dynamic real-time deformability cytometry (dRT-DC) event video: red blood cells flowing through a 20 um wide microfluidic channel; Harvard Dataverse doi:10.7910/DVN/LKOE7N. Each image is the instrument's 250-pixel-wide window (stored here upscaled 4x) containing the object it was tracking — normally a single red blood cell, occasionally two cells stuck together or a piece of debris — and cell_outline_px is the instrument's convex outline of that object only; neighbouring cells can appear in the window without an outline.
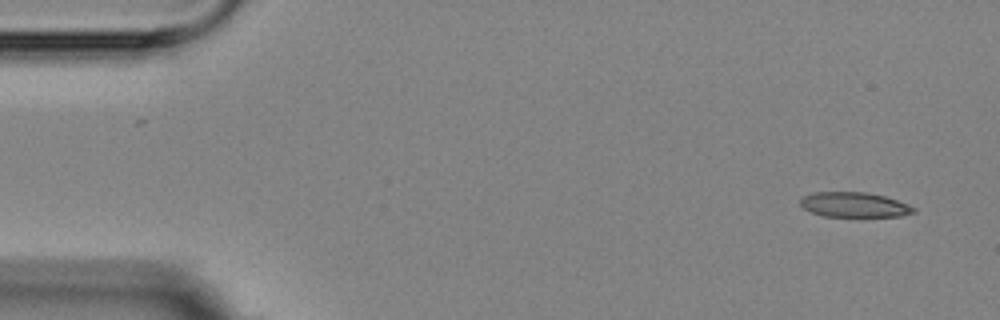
{"species": "Egyptian fruit bat (a non-hibernating species)", "species_latin": "Rousettus aegyptiacus", "temperature_condition": "room temperature", "stored_images_in_passage": 5, "camera_frame_rate_fps": 3000, "um_per_image_px": 0.085, "animal": {"sex": "female"}, "frame": {"image": 1, "passage_image": 1, "time_ms": 0.0, "image_size_px": [1000, 320], "cell_outline_px": [[916, 212], [900, 216], [824, 216], [812, 212], [804, 208], [800, 204], [800, 196], [812, 192], [868, 192], [884, 196], [908, 204], [916, 208]], "centroid_in_image_um": [72.59, 17.39], "position_along_channel_um": 12.4, "area_um2": 16.47}}
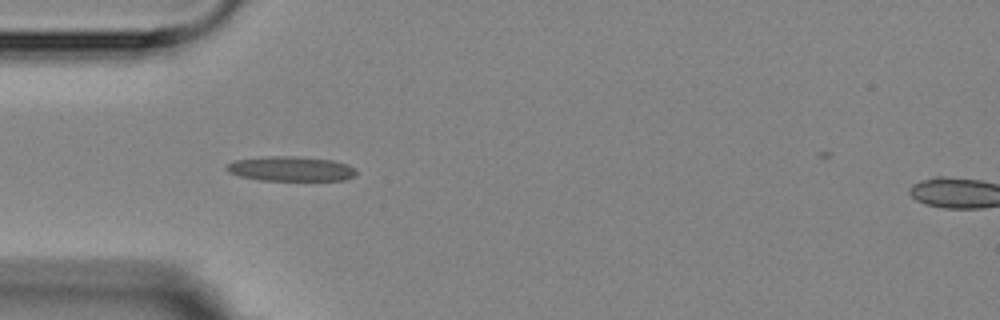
{"frame": {"image": 2, "passage_image": 4, "time_ms": 4.333, "image_size_px": [1000, 320], "cell_outline_px": [[356, 176], [344, 180], [260, 180], [240, 176], [228, 172], [224, 168], [224, 164], [236, 160], [264, 156], [300, 156], [332, 160], [348, 164], [356, 168]], "centroid_in_image_um": [24.71, 14.34], "position_along_channel_um": 60.3, "area_um2": 18.96}}
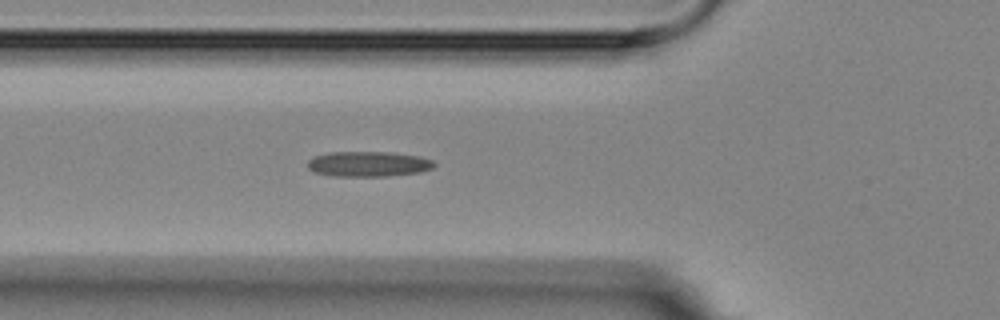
{"frame": {"image": 3, "passage_image": 5, "time_ms": 5.333, "image_size_px": [1000, 320], "cell_outline_px": [[436, 164], [432, 168], [420, 172], [388, 176], [332, 176], [316, 172], [308, 168], [308, 160], [312, 156], [328, 152], [388, 152], [420, 156], [432, 160]], "centroid_in_image_um": [31.3, 13.93], "position_along_channel_um": 94.5, "area_um2": 18.67}}